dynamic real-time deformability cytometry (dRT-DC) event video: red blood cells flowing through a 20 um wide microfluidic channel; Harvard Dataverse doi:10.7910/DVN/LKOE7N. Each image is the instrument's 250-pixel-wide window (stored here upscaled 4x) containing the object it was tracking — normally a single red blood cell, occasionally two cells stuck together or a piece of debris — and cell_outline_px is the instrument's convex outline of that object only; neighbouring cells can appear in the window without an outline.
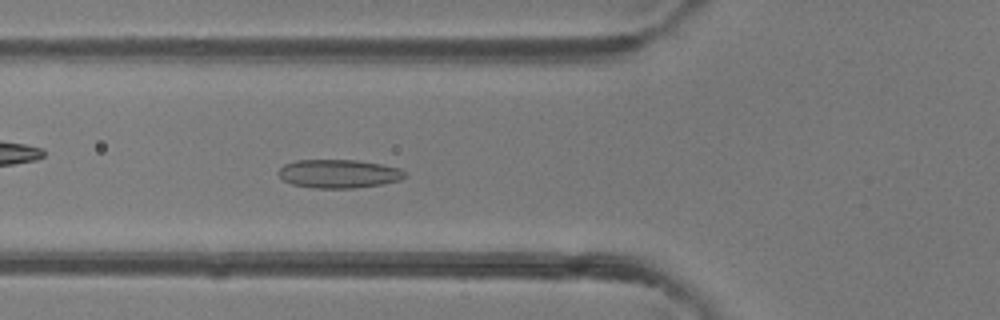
{"species": "common noctule bat (a hibernating species)", "species_latin": "Nyctalus noctula", "temperature_condition": "room temperature", "stored_images_in_passage": 47, "camera_frame_rate_fps": 3000, "um_per_image_px": 0.085, "animal": {"sex": "female"}, "frame": {"image": 1, "passage_image": 17, "time_ms": 5.333, "image_size_px": [1000, 320], "cell_outline_px": [[408, 176], [400, 180], [384, 184], [356, 188], [312, 188], [292, 184], [284, 180], [276, 172], [284, 164], [296, 160], [356, 160], [380, 164], [400, 168], [408, 172]], "centroid_in_image_um": [28.83, 14.77], "position_along_channel_um": 97.0, "area_um2": 21.27}}
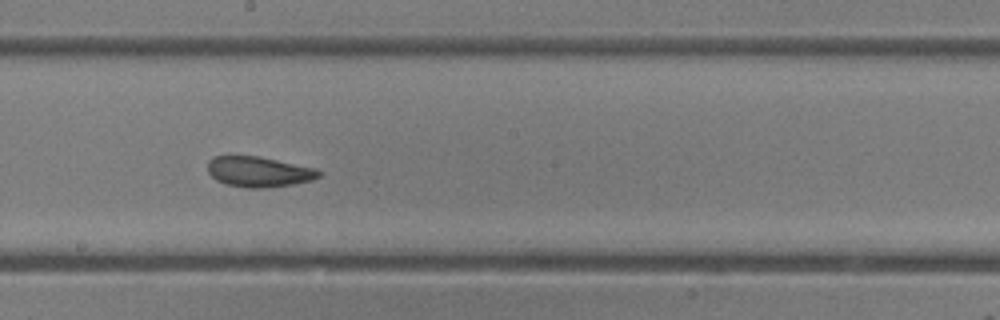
{"frame": {"image": 2, "passage_image": 26, "time_ms": 8.333, "image_size_px": [1000, 320], "cell_outline_px": [[320, 176], [312, 180], [292, 184], [264, 188], [248, 188], [228, 184], [216, 180], [208, 172], [208, 160], [212, 156], [260, 156], [316, 168], [320, 172]], "centroid_in_image_um": [21.99, 14.59], "position_along_channel_um": 226.2, "area_um2": 19.65}}
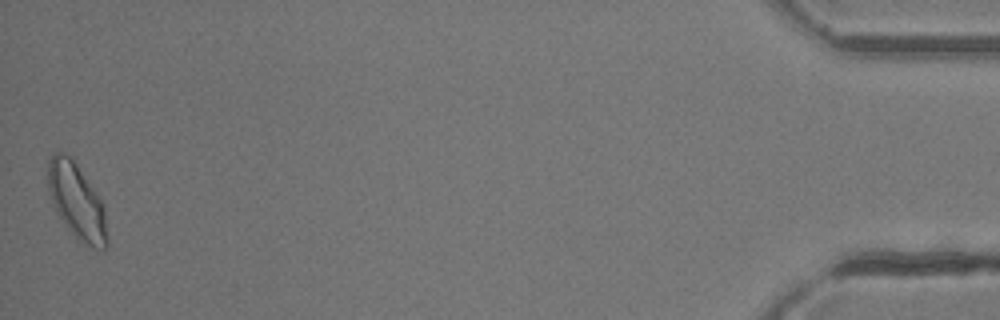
{"frame": {"image": 3, "passage_image": 47, "time_ms": 15.333, "image_size_px": [1000, 320], "cell_outline_px": [[108, 244], [104, 248], [88, 244], [76, 236], [72, 232], [60, 216], [48, 192], [48, 160], [56, 152], [64, 152], [76, 164], [104, 204], [108, 240]], "centroid_in_image_um": [6.53, 17.07], "position_along_channel_um": 428.7, "area_um2": 25.09}, "authors_computed_cell_mechanics": {"area_um2": 21.2704, "velocity_mm_per_s": 4.29, "shape_relaxation_time_tau1_ms": 9.8949, "shape_relaxation_time_tau2_ms": 1.8324, "deformation_change_tau1": 0.1645, "deformation_change_tau2": 0.0779}}